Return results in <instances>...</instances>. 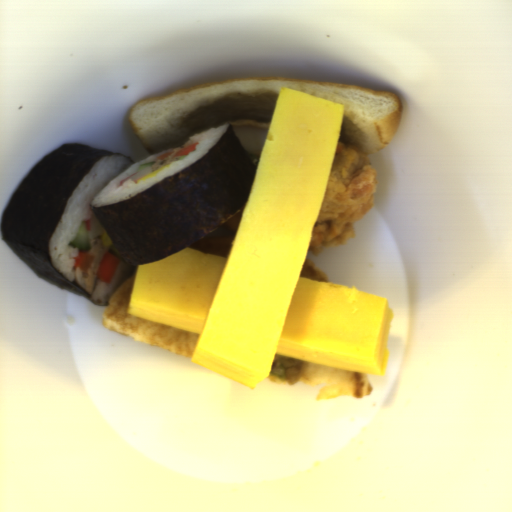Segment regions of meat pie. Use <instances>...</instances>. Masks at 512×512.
<instances>
[{
  "label": "meat pie",
  "instance_id": "b5893723",
  "mask_svg": "<svg viewBox=\"0 0 512 512\" xmlns=\"http://www.w3.org/2000/svg\"><path fill=\"white\" fill-rule=\"evenodd\" d=\"M379 172L365 153L338 139L321 207L306 253L321 255L333 245H347L356 222L377 198Z\"/></svg>",
  "mask_w": 512,
  "mask_h": 512
},
{
  "label": "meat pie",
  "instance_id": "c0bc52ac",
  "mask_svg": "<svg viewBox=\"0 0 512 512\" xmlns=\"http://www.w3.org/2000/svg\"><path fill=\"white\" fill-rule=\"evenodd\" d=\"M271 120L236 118L229 123L232 131L243 144L255 168L264 144Z\"/></svg>",
  "mask_w": 512,
  "mask_h": 512
}]
</instances>
